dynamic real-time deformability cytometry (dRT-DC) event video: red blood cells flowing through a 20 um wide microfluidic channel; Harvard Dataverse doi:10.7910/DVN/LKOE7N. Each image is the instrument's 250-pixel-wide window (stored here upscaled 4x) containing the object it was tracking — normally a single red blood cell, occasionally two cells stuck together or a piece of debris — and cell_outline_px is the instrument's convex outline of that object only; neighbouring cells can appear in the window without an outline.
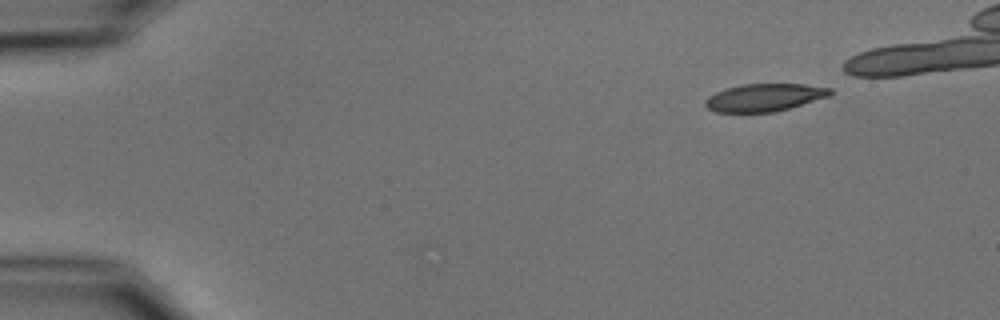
{"species": "common noctule bat (a hibernating species)", "species_latin": "Nyctalus noctula", "temperature_condition": "cold", "stored_images_in_passage": 5, "camera_frame_rate_fps": 3000, "um_per_image_px": 0.085, "animal": {"sex": "male", "body_mass_g": 15.6}, "frame": {"image": 1, "passage_image": 1, "time_ms": 0.0, "image_size_px": [1000, 320], "cell_outline_px": [[832, 92], [828, 96], [776, 112], [716, 112], [708, 108], [704, 104], [704, 100], [708, 96], [724, 88], [744, 84], [804, 84], [832, 88]], "centroid_in_image_um": [64.94, 8.28], "position_along_channel_um": 20.1, "area_um2": 20.06}}